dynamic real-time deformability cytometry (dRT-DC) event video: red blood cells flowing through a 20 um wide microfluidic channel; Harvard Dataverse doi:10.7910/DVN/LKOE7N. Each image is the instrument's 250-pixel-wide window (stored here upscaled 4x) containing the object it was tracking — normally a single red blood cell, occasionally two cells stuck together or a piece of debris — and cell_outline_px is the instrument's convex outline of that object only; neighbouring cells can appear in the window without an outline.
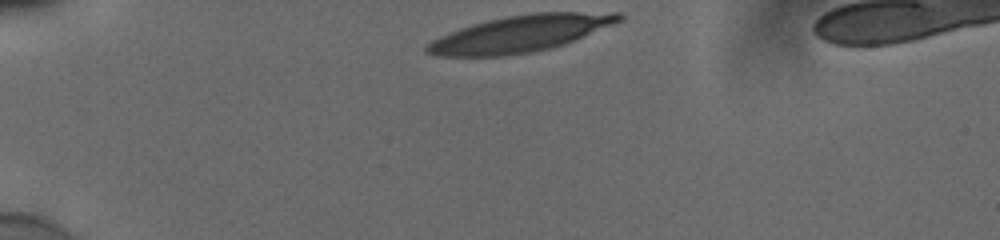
{"species": "human", "species_latin": "Homo sapiens", "temperature_condition": "cold", "stored_images_in_passage": 34, "camera_frame_rate_fps": 3000, "um_per_image_px": 0.085, "donor": {"sex": "male"}, "frame": {"image": 1, "passage_image": 1, "time_ms": 0.0, "image_size_px": [1000, 240], "cell_outline_px": [[624, 20], [564, 44], [552, 48], [532, 52], [500, 56], [436, 56], [424, 52], [424, 48], [432, 40], [440, 36], [460, 28], [472, 24], [488, 20], [508, 16], [536, 12], [620, 12], [624, 16]], "centroid_in_image_um": [44.25, 2.86], "position_along_channel_um": 40.8, "area_um2": 40.86}}
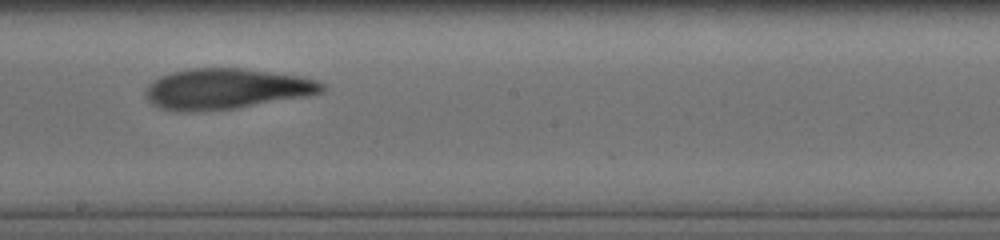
{"frame": {"image": 2, "passage_image": 20, "time_ms": 6.333, "image_size_px": [1000, 240], "cell_outline_px": [[324, 88], [320, 92], [308, 96], [232, 108], [188, 112], [180, 112], [160, 108], [152, 104], [144, 96], [144, 88], [160, 76], [172, 72], [192, 68], [244, 68], [304, 76], [316, 80], [324, 84]], "centroid_in_image_um": [19.2, 7.54], "position_along_channel_um": 229.0, "area_um2": 41.73}}
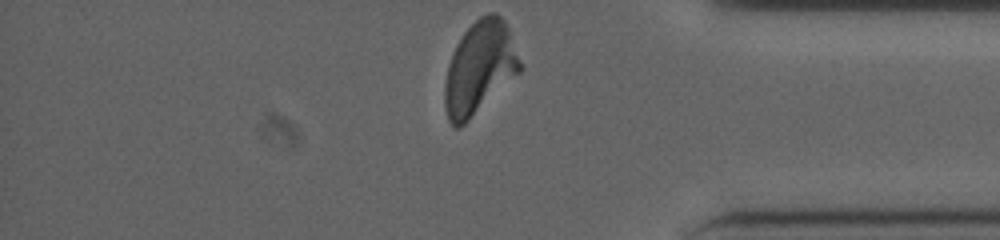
{"frame": {"image": 3, "passage_image": 34, "time_ms": 11.0, "image_size_px": [1000, 240], "cell_outline_px": [[520, 72], [460, 128], [456, 128], [448, 120], [444, 104], [444, 84], [448, 64], [452, 52], [456, 44], [464, 32], [480, 16], [488, 12], [496, 12], [504, 20], [508, 28], [520, 64]], "centroid_in_image_um": [40.72, 5.77], "position_along_channel_um": 394.5, "area_um2": 40.17}, "authors_computed_cell_mechanics": {"area_um2": 41.3559, "velocity_mm_per_s": 3.8324, "shape_relaxation_time_tau1_ms": 5.5532, "shape_relaxation_time_tau2_ms": 2.8846, "deformation_change_tau1": 0.2282, "deformation_change_tau2": 0.1051}}